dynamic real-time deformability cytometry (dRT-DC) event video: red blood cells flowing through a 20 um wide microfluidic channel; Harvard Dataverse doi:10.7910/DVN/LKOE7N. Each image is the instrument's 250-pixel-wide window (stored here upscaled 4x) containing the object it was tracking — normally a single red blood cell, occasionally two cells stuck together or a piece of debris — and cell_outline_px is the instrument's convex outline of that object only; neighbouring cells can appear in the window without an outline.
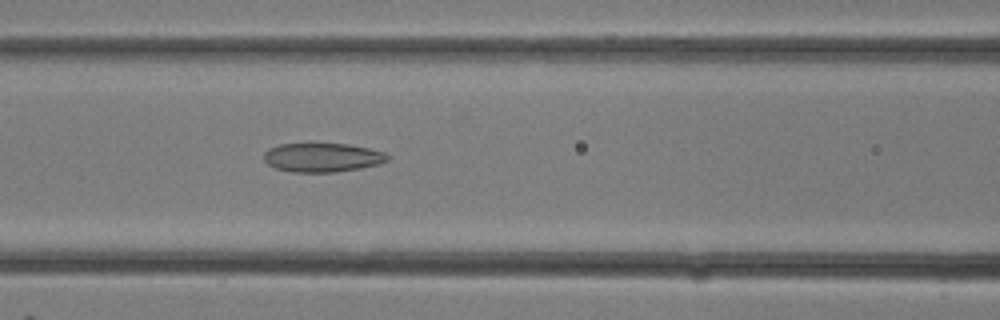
{"species": "common noctule bat (a hibernating species)", "species_latin": "Nyctalus noctula", "temperature_condition": "room temperature", "stored_images_in_passage": 11, "camera_frame_rate_fps": 3000, "um_per_image_px": 0.085, "animal": {"sex": "female"}, "frame": {"image": 1, "passage_image": 11, "time_ms": 3.333, "image_size_px": [1000, 320], "cell_outline_px": [[384, 160], [372, 164], [352, 168], [324, 172], [304, 172], [280, 168], [272, 164], [264, 156], [272, 148], [284, 144], [340, 144], [364, 148], [376, 152], [384, 156]], "centroid_in_image_um": [27.3, 13.37], "position_along_channel_um": 139.3, "area_um2": 18.67}}